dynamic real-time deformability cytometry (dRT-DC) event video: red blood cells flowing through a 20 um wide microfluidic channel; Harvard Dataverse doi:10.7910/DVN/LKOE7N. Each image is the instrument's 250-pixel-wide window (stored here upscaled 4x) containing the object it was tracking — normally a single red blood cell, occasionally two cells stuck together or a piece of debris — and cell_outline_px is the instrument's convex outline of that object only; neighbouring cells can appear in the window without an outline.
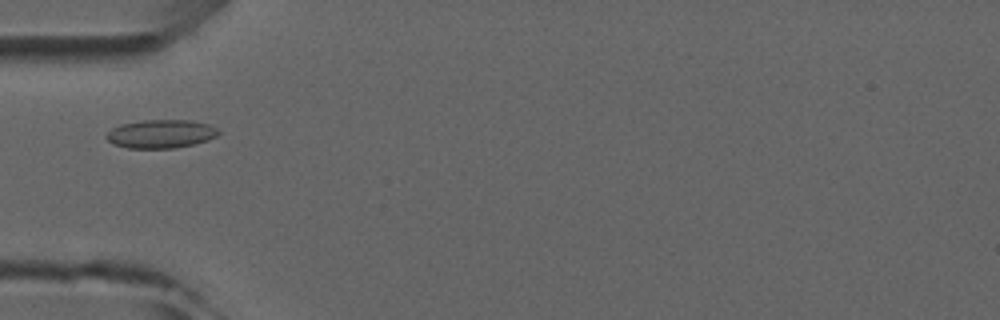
{"species": "common noctule bat (a hibernating species)", "species_latin": "Nyctalus noctula", "temperature_condition": "room temperature", "stored_images_in_passage": 6, "camera_frame_rate_fps": 3000, "um_per_image_px": 0.085, "animal": {"sex": "male", "forearm_length_mm": 52.5}, "frame": {"image": 1, "passage_image": 4, "time_ms": 3.667, "image_size_px": [1000, 320], "cell_outline_px": [[220, 132], [216, 136], [208, 140], [196, 144], [176, 148], [128, 148], [112, 144], [104, 136], [112, 128], [120, 124], [144, 120], [192, 120], [208, 124], [216, 128]], "centroid_in_image_um": [13.67, 11.38], "position_along_channel_um": 71.3, "area_um2": 18.73}}
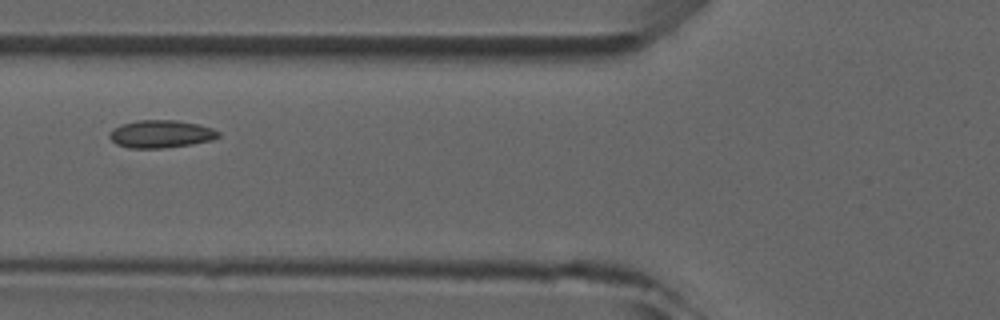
{"frame": {"image": 2, "passage_image": 5, "time_ms": 4.667, "image_size_px": [1000, 320], "cell_outline_px": [[220, 136], [212, 140], [192, 144], [164, 148], [128, 148], [116, 144], [108, 136], [112, 128], [120, 124], [136, 120], [176, 120], [200, 124], [212, 128], [220, 132]], "centroid_in_image_um": [13.67, 11.38], "position_along_channel_um": 112.1, "area_um2": 17.8}}
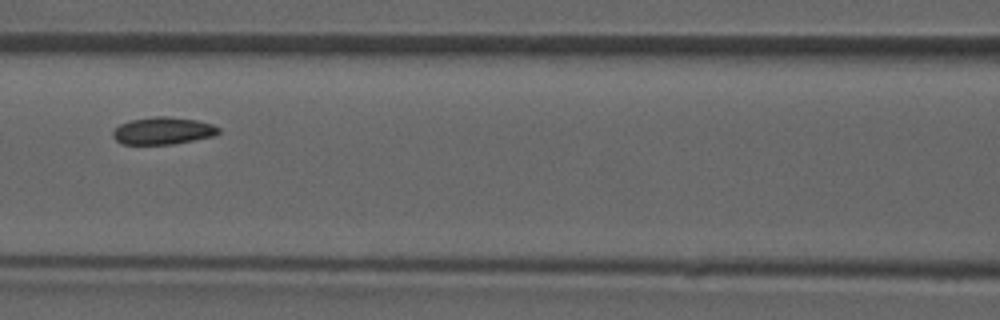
{"frame": {"image": 3, "passage_image": 6, "time_ms": 5.667, "image_size_px": [1000, 320], "cell_outline_px": [[220, 132], [216, 136], [172, 144], [120, 144], [112, 136], [112, 132], [120, 124], [132, 120], [156, 116], [168, 116], [196, 120], [212, 124], [220, 128]], "centroid_in_image_um": [13.87, 11.12], "position_along_channel_um": 152.7, "area_um2": 16.82}}